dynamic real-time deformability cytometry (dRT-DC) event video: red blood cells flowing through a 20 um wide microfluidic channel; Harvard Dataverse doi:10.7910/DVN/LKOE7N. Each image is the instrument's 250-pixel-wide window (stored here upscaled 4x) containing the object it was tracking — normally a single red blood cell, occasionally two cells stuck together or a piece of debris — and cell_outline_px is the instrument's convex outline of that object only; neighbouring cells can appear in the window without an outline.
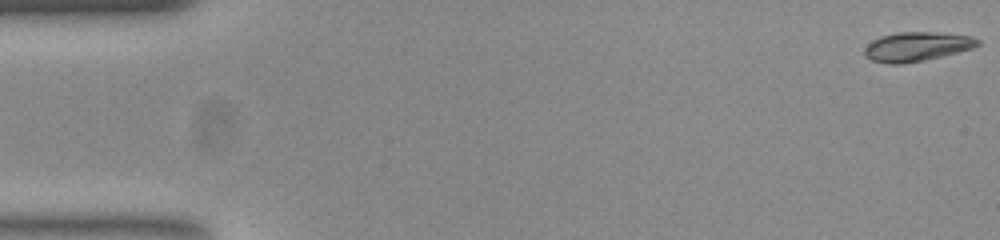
{"species": "common noctule bat (a hibernating species)", "species_latin": "Nyctalus noctula", "temperature_condition": "room temperature", "stored_images_in_passage": 53, "camera_frame_rate_fps": 3000, "um_per_image_px": 0.085, "animal": {"sex": "female", "body_mass_g": 23.0, "forearm_length_mm": 53.4}, "frame": {"image": 1, "passage_image": 1, "time_ms": 0.0, "image_size_px": [1000, 240], "cell_outline_px": [[980, 44], [972, 48], [924, 60], [900, 64], [888, 64], [872, 60], [864, 56], [864, 48], [872, 40], [880, 36], [896, 32], [936, 32], [972, 36], [980, 40]], "centroid_in_image_um": [77.89, 3.95], "position_along_channel_um": 7.1, "area_um2": 19.25}}
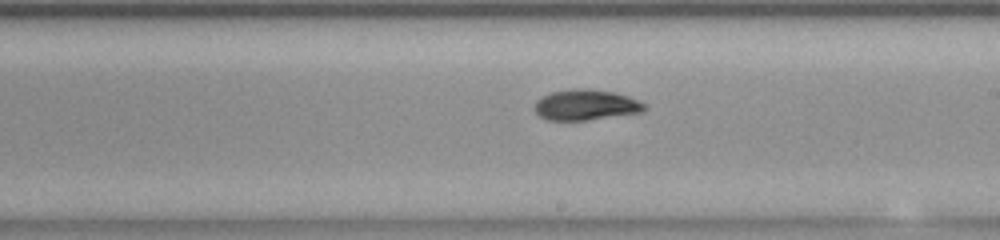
{"frame": {"image": 2, "passage_image": 30, "time_ms": 9.667, "image_size_px": [1000, 240], "cell_outline_px": [[648, 108], [644, 112], [584, 120], [548, 120], [540, 116], [536, 112], [536, 100], [540, 96], [552, 92], [572, 88], [588, 88], [616, 92], [640, 100], [648, 104]], "centroid_in_image_um": [49.86, 8.9], "position_along_channel_um": 239.1, "area_um2": 19.88}}
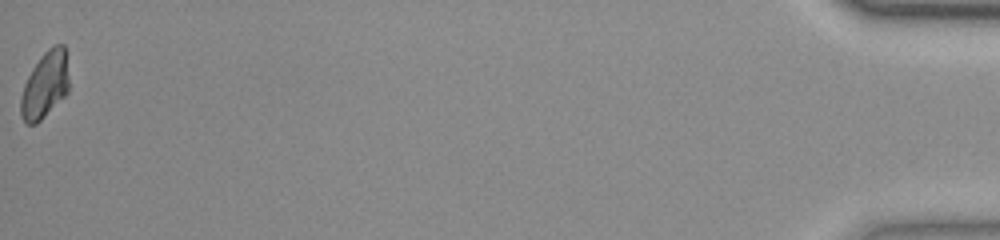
{"frame": {"image": 3, "passage_image": 53, "time_ms": 17.333, "image_size_px": [1000, 240], "cell_outline_px": [[68, 92], [36, 124], [28, 124], [20, 116], [20, 96], [24, 84], [32, 68], [40, 56], [48, 48], [56, 44], [64, 44], [68, 76]], "centroid_in_image_um": [3.8, 7.21], "position_along_channel_um": 431.4, "area_um2": 18.55}, "authors_computed_cell_mechanics": {"area_um2": 19.4786, "velocity_mm_per_s": 3.8753, "shape_relaxation_time_tau1_ms": 2.9753, "shape_relaxation_time_tau2_ms": 3.6369, "deformation_change_tau1": 0.1598, "deformation_change_tau2": 0.0629}}